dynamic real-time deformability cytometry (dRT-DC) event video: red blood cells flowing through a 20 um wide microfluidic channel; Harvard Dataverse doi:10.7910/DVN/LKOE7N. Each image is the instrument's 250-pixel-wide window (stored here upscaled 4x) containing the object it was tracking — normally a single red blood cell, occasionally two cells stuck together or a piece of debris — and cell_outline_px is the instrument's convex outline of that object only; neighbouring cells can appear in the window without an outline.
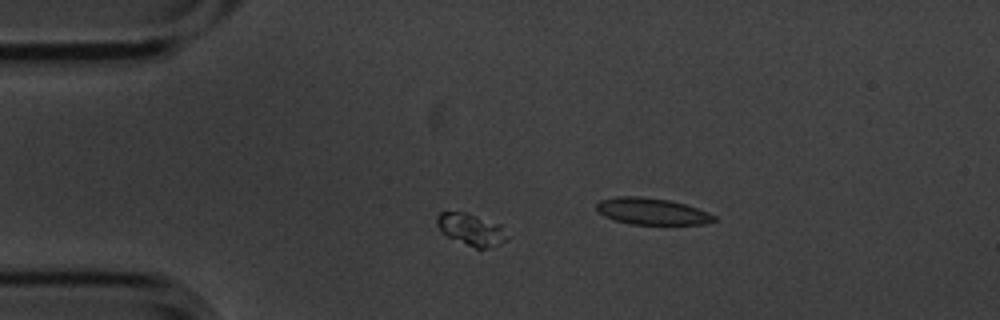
{"species": "common noctule bat (a hibernating species)", "species_latin": "Nyctalus noctula", "temperature_condition": "cold", "stored_images_in_passage": 4, "camera_frame_rate_fps": 3000, "um_per_image_px": 0.085, "animal": {"sex": "male", "body_mass_g": 20.1, "forearm_length_mm": 53.5}, "frame": {"image": 1, "passage_image": 3, "time_ms": 0.667, "image_size_px": [1000, 320], "cell_outline_px": [[512, 236], [508, 240], [500, 244], [484, 248], [476, 248], [448, 236], [436, 224], [436, 216], [440, 212], [464, 212], [500, 224]], "centroid_in_image_um": [40.12, 19.5], "position_along_channel_um": 44.9, "area_um2": 12.95}}